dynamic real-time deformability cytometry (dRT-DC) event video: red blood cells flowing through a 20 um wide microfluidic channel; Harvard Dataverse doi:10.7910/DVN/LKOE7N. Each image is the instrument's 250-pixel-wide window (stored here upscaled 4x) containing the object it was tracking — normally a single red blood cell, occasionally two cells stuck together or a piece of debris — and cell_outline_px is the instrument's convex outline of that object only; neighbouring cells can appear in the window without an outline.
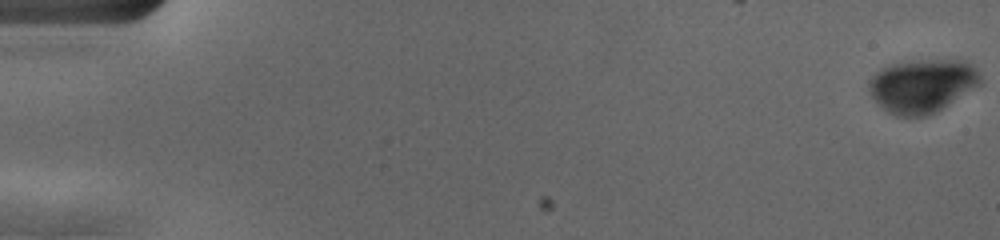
{"species": "human", "species_latin": "Homo sapiens", "temperature_condition": "cold", "stored_images_in_passage": 57, "camera_frame_rate_fps": 3000, "um_per_image_px": 0.085, "donor": {"sex": "female"}, "frame": {"image": 1, "passage_image": 1, "time_ms": 0.0, "image_size_px": [1000, 240], "cell_outline_px": [[984, 84], [936, 112], [928, 116], [896, 116], [888, 112], [872, 96], [868, 84], [872, 76], [876, 72], [892, 64], [932, 60], [964, 60], [972, 64], [976, 68]], "centroid_in_image_um": [78.47, 7.3], "position_along_channel_um": 6.5, "area_um2": 34.62}}
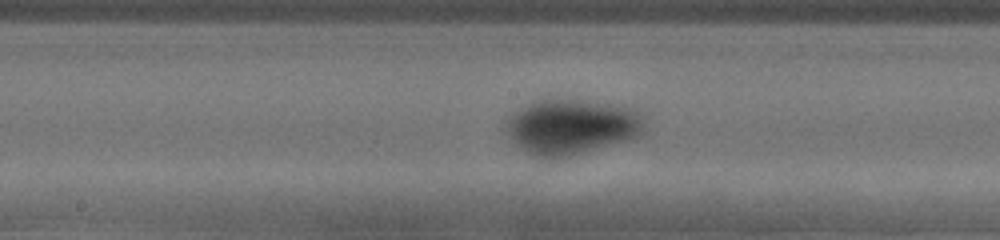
{"frame": {"image": 2, "passage_image": 31, "time_ms": 10.0, "image_size_px": [1000, 240], "cell_outline_px": [[644, 132], [640, 136], [628, 140], [568, 156], [528, 156], [512, 140], [504, 124], [504, 116], [532, 100], [580, 100], [624, 104], [640, 108], [644, 116]], "centroid_in_image_um": [48.6, 10.72], "position_along_channel_um": 199.6, "area_um2": 45.37}}
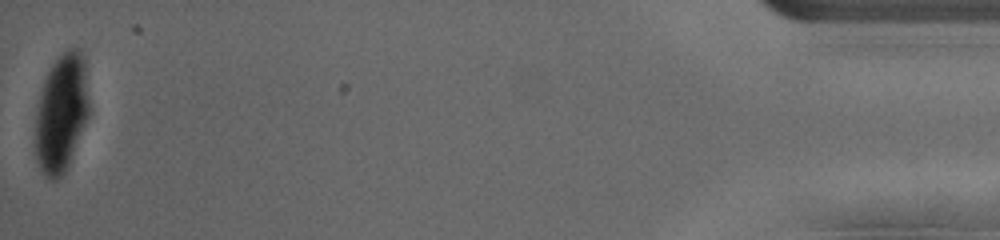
{"frame": {"image": 3, "passage_image": 57, "time_ms": 18.667, "image_size_px": [1000, 240], "cell_outline_px": [[88, 116], [68, 164], [64, 172], [56, 180], [48, 180], [44, 176], [36, 160], [36, 112], [40, 92], [44, 80], [52, 64], [68, 48], [76, 48], [80, 52], [84, 60], [88, 100]], "centroid_in_image_um": [5.19, 9.63], "position_along_channel_um": 430.0, "area_um2": 36.3}, "authors_computed_cell_mechanics": {"area_um2": 40.9802, "velocity_mm_per_s": 3.6714, "shape_relaxation_time_tau1_ms": 5.5962, "shape_relaxation_time_tau2_ms": null, "deformation_change_tau1": 0.1507, "deformation_change_tau2": null}}